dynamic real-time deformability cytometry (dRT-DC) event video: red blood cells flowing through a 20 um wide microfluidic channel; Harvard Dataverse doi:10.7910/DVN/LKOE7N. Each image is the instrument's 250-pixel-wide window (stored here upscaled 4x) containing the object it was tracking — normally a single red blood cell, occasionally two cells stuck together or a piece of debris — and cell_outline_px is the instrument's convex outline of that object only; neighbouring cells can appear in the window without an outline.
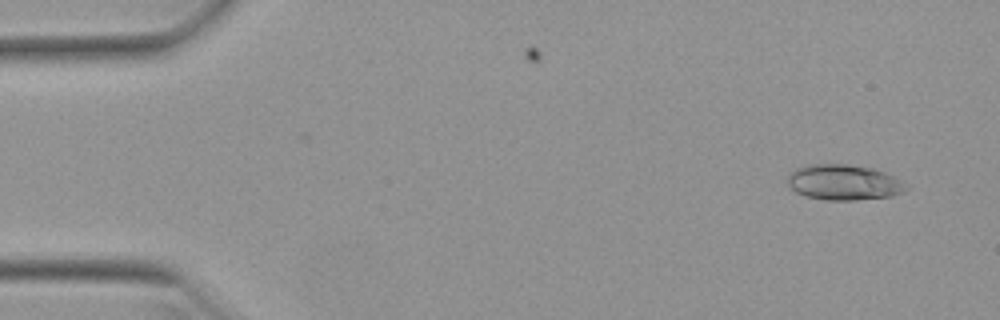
{"species": "Egyptian fruit bat (a non-hibernating species)", "species_latin": "Rousettus aegyptiacus", "temperature_condition": "warm", "stored_images_in_passage": 51, "camera_frame_rate_fps": 3000, "um_per_image_px": 0.085, "animal": {"sex": "female"}, "frame": {"image": 1, "passage_image": 3, "time_ms": 0.667, "image_size_px": [1000, 320], "cell_outline_px": [[908, 188], [904, 192], [892, 196], [856, 200], [824, 200], [804, 196], [788, 188], [788, 172], [796, 168], [808, 164], [848, 164], [872, 168], [884, 172], [900, 180]], "centroid_in_image_um": [71.67, 15.5], "position_along_channel_um": 13.3, "area_um2": 24.74}}
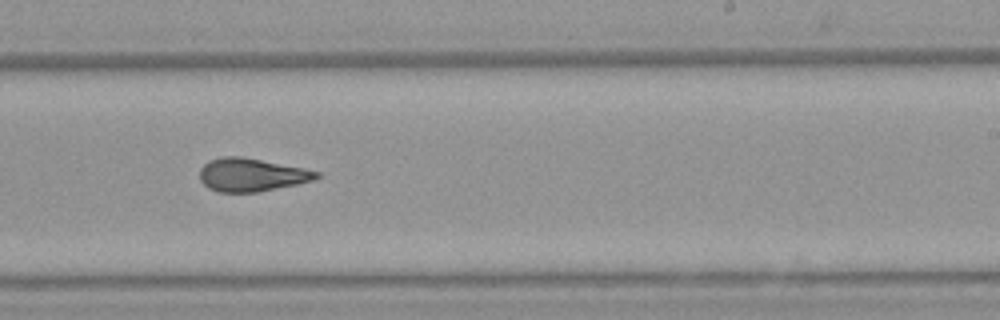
{"frame": {"image": 2, "passage_image": 31, "time_ms": 10.0, "image_size_px": [1000, 320], "cell_outline_px": [[320, 176], [312, 180], [296, 184], [256, 192], [220, 192], [208, 188], [200, 180], [200, 168], [208, 160], [224, 156], [240, 156], [304, 168], [320, 172]], "centroid_in_image_um": [21.34, 14.85], "position_along_channel_um": 267.7, "area_um2": 22.37}}
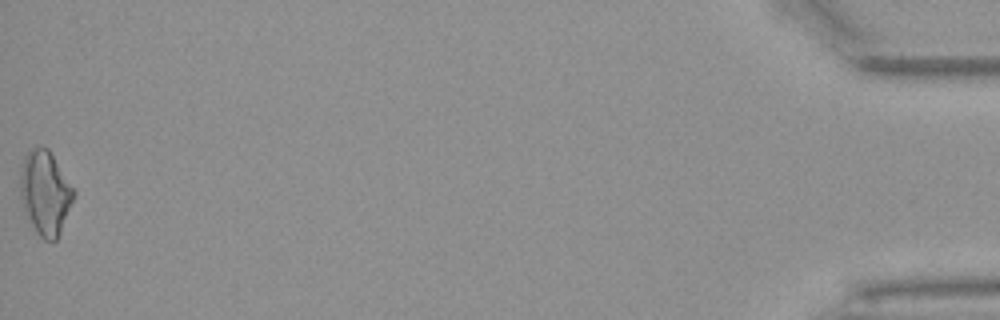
{"frame": {"image": 3, "passage_image": 51, "time_ms": 16.667, "image_size_px": [1000, 320], "cell_outline_px": [[76, 192], [60, 232], [56, 240], [44, 240], [36, 232], [24, 212], [20, 196], [20, 172], [24, 156], [28, 152], [36, 148], [48, 148]], "centroid_in_image_um": [3.82, 16.4], "position_along_channel_um": 431.4, "area_um2": 25.84}, "authors_computed_cell_mechanics": {"area_um2": 22.8888, "velocity_mm_per_s": 3.9695, "shape_relaxation_time_tau1_ms": 8.4374, "shape_relaxation_time_tau2_ms": 2.1797, "deformation_change_tau1": 0.2277, "deformation_change_tau2": 0.0952}}